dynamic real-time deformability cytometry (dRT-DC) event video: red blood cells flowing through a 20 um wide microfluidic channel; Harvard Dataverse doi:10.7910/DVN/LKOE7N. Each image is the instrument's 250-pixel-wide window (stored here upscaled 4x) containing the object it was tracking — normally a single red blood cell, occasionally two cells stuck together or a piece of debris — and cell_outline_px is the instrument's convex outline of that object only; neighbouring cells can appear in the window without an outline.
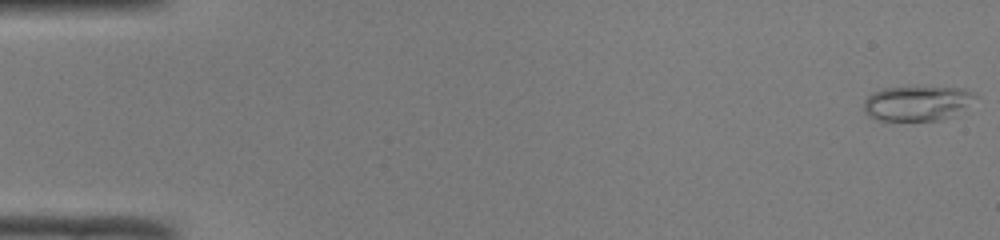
{"species": "common noctule bat (a hibernating species)", "species_latin": "Nyctalus noctula", "temperature_condition": "room temperature", "stored_images_in_passage": 50, "camera_frame_rate_fps": 3000, "um_per_image_px": 0.085, "animal": {"sex": "male", "body_mass_g": 19.0, "forearm_length_mm": 50.8}, "frame": {"image": 1, "passage_image": 1, "time_ms": 0.0, "image_size_px": [1000, 240], "cell_outline_px": [[976, 96], [956, 116], [940, 120], [876, 120], [868, 116], [864, 108], [864, 100], [868, 96], [884, 88], [964, 88], [972, 92]], "centroid_in_image_um": [77.95, 8.8], "position_along_channel_um": 7.0, "area_um2": 22.25}}
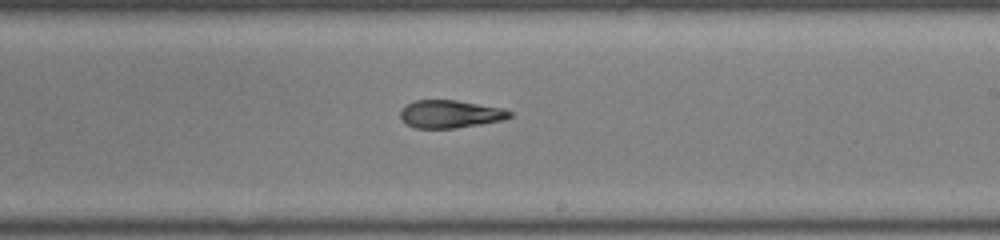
{"frame": {"image": 2, "passage_image": 30, "time_ms": 9.667, "image_size_px": [1000, 240], "cell_outline_px": [[512, 116], [504, 120], [456, 128], [416, 128], [404, 124], [400, 116], [400, 112], [408, 104], [416, 100], [456, 100], [504, 108], [512, 112]], "centroid_in_image_um": [38.29, 9.7], "position_along_channel_um": 250.7, "area_um2": 17.74}}
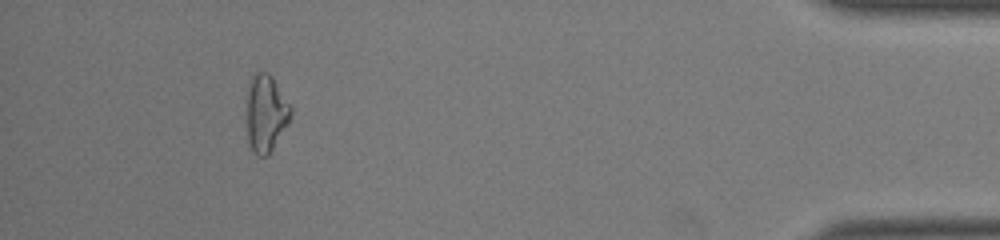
{"frame": {"image": 3, "passage_image": 46, "time_ms": 15.0, "image_size_px": [1000, 240], "cell_outline_px": [[292, 116], [288, 124], [268, 156], [256, 156], [252, 152], [248, 144], [248, 80], [256, 72], [268, 72], [272, 76], [292, 108]], "centroid_in_image_um": [22.61, 9.64], "position_along_channel_um": 412.6, "area_um2": 19.88}, "authors_computed_cell_mechanics": {"area_um2": 19.0451, "velocity_mm_per_s": 4.1302, "shape_relaxation_time_tau1_ms": null, "shape_relaxation_time_tau2_ms": 3.09, "deformation_change_tau1": null, "deformation_change_tau2": 0.1125}}